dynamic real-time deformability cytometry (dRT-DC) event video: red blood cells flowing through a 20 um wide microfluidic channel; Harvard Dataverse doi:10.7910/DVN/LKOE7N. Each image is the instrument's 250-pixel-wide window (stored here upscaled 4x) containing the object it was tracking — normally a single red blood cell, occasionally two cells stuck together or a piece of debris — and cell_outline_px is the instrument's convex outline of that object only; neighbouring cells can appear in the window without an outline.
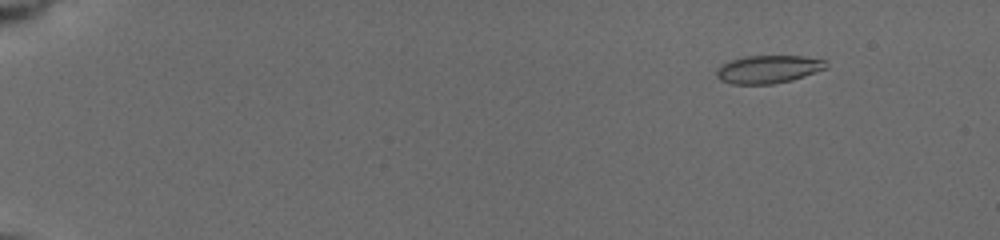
{"species": "common noctule bat (a hibernating species)", "species_latin": "Nyctalus noctula", "temperature_condition": "cold", "stored_images_in_passage": 38, "camera_frame_rate_fps": 3000, "um_per_image_px": 0.085, "animal": {"sex": "female", "body_mass_g": 19.5, "forearm_length_mm": 54.1}, "frame": {"image": 1, "passage_image": 13, "time_ms": 2.333, "image_size_px": [1000, 240], "cell_outline_px": [[828, 68], [792, 80], [772, 84], [732, 84], [720, 80], [716, 76], [716, 68], [720, 64], [744, 56], [804, 56], [828, 60]], "centroid_in_image_um": [65.32, 5.88], "position_along_channel_um": 19.7, "area_um2": 18.09}}
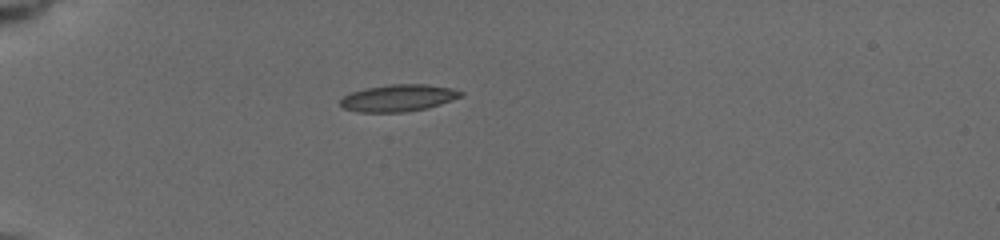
{"frame": {"image": 2, "passage_image": 32, "time_ms": 6.0, "image_size_px": [1000, 240], "cell_outline_px": [[464, 96], [428, 108], [404, 112], [356, 112], [344, 108], [340, 104], [340, 100], [344, 96], [352, 92], [364, 88], [388, 84], [428, 84], [452, 88], [464, 92]], "centroid_in_image_um": [33.88, 8.32], "position_along_channel_um": 51.1, "area_um2": 19.07}}